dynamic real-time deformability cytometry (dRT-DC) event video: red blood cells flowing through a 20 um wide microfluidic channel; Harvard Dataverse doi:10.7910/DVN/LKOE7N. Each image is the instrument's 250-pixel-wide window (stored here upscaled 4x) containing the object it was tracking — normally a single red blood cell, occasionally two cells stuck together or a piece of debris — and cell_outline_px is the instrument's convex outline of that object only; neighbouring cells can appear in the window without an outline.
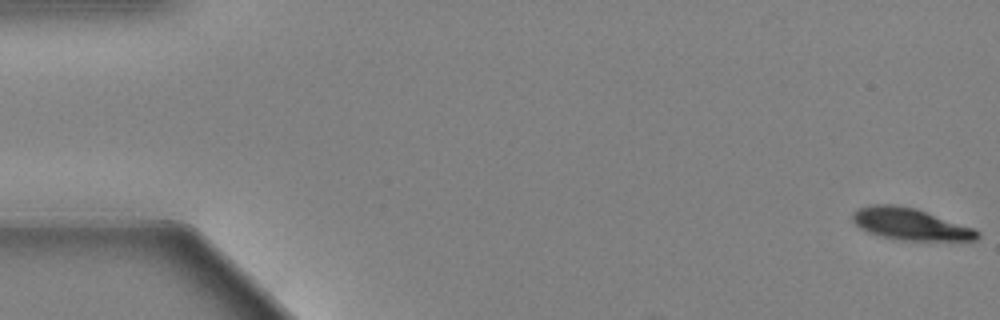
{"species": "Egyptian fruit bat (a non-hibernating species)", "species_latin": "Rousettus aegyptiacus", "temperature_condition": "warm", "stored_images_in_passage": 57, "camera_frame_rate_fps": 3000, "um_per_image_px": 0.085, "animal": {"sex": "female"}, "frame": {"image": 1, "passage_image": 1, "time_ms": 0.0, "image_size_px": [1000, 320], "cell_outline_px": [[980, 236], [976, 240], [900, 240], [880, 236], [868, 232], [860, 228], [852, 220], [852, 212], [860, 208], [872, 204], [892, 204], [912, 208], [972, 228], [980, 232]], "centroid_in_image_um": [77.31, 19.06], "position_along_channel_um": 7.7, "area_um2": 22.54}}
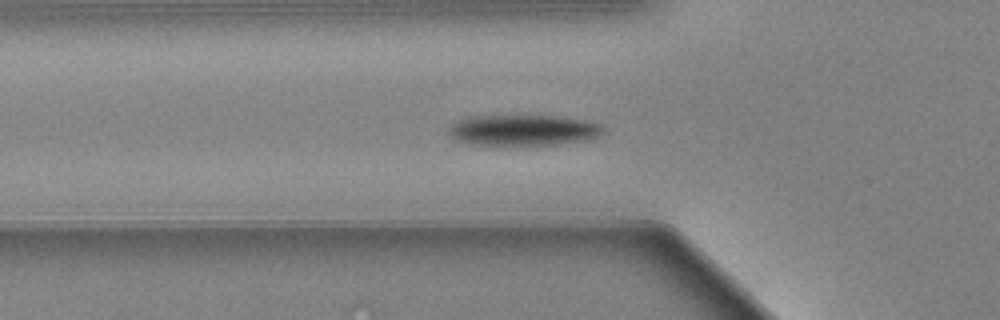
{"frame": {"image": 2, "passage_image": 20, "time_ms": 6.333, "image_size_px": [1000, 320], "cell_outline_px": [[604, 132], [600, 136], [588, 140], [564, 144], [520, 148], [496, 148], [468, 144], [452, 136], [448, 132], [448, 128], [456, 120], [472, 116], [556, 116], [584, 120], [600, 124], [604, 128]], "centroid_in_image_um": [44.47, 11.13], "position_along_channel_um": 81.3, "area_um2": 29.3}}
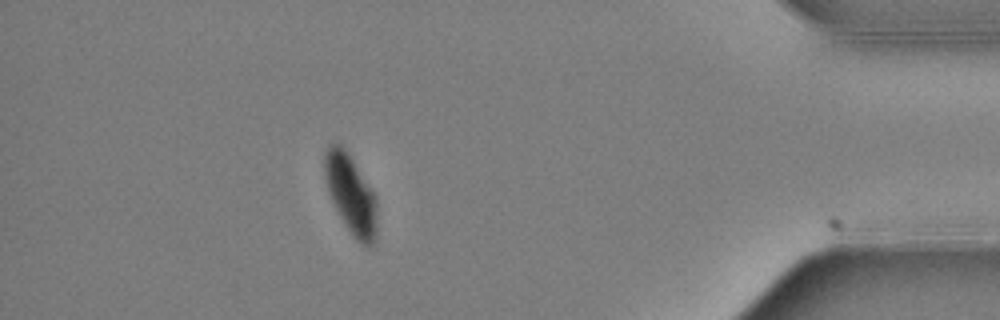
{"frame": {"image": 3, "passage_image": 51, "time_ms": 16.667, "image_size_px": [1000, 320], "cell_outline_px": [[376, 236], [372, 244], [368, 248], [360, 244], [352, 236], [344, 224], [332, 200], [324, 176], [324, 152], [332, 144], [340, 144], [348, 152], [376, 196]], "centroid_in_image_um": [29.83, 16.54], "position_along_channel_um": 405.4, "area_um2": 24.04}, "authors_computed_cell_mechanics": {"area_um2": 27.6862, "velocity_mm_per_s": 3.5939, "shape_relaxation_time_tau1_ms": 2.5165, "shape_relaxation_time_tau2_ms": null, "deformation_change_tau1": 0.1369, "deformation_change_tau2": null}}